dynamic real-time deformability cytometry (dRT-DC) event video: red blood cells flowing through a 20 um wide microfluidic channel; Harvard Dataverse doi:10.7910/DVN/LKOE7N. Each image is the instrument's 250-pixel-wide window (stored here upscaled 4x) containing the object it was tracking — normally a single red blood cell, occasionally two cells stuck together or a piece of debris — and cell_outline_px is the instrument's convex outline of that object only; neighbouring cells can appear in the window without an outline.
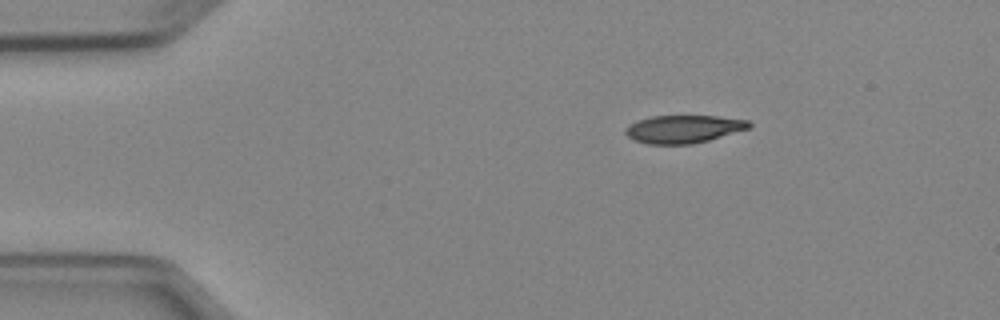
{"species": "Egyptian fruit bat (a non-hibernating species)", "species_latin": "Rousettus aegyptiacus", "temperature_condition": "cold", "stored_images_in_passage": 3, "camera_frame_rate_fps": 3000, "um_per_image_px": 0.085, "animal": {"sex": "female"}, "frame": {"image": 1, "passage_image": 1, "time_ms": 0.0, "image_size_px": [1000, 320], "cell_outline_px": [[752, 124], [748, 128], [708, 140], [692, 144], [648, 144], [636, 140], [628, 136], [624, 132], [624, 128], [636, 120], [652, 116], [716, 116], [748, 120]], "centroid_in_image_um": [58.06, 10.96], "position_along_channel_um": 26.9, "area_um2": 19.88}}
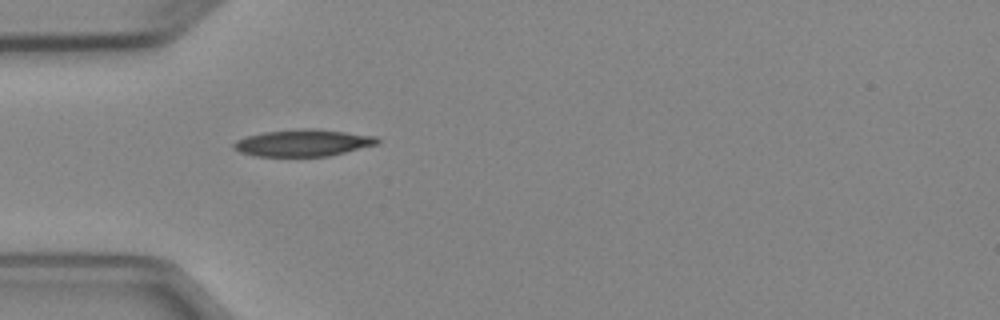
{"frame": {"image": 2, "passage_image": 3, "time_ms": 2.333, "image_size_px": [1000, 320], "cell_outline_px": [[380, 140], [376, 144], [328, 156], [252, 156], [240, 152], [232, 148], [232, 144], [236, 140], [248, 136], [264, 132], [300, 128], [316, 128], [376, 136]], "centroid_in_image_um": [25.71, 12.14], "position_along_channel_um": 59.3, "area_um2": 22.43}}